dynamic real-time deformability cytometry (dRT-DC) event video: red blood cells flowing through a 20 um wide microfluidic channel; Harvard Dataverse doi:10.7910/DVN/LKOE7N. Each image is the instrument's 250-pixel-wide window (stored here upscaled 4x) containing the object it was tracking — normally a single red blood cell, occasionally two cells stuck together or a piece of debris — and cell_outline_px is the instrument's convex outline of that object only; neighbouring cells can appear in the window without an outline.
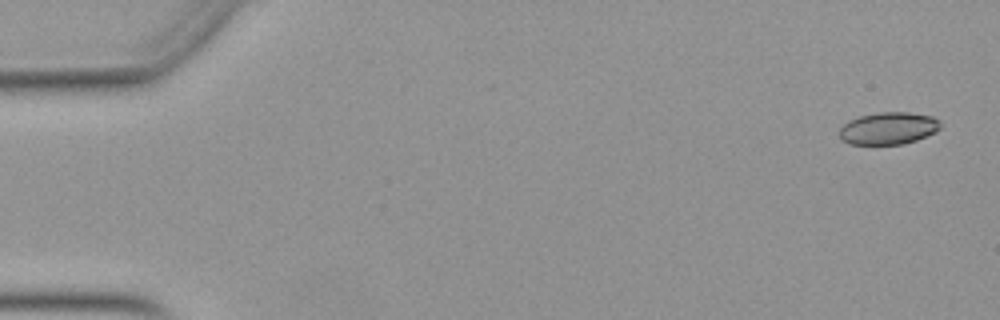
{"species": "Egyptian fruit bat (a non-hibernating species)", "species_latin": "Rousettus aegyptiacus", "temperature_condition": "warm", "stored_images_in_passage": 52, "camera_frame_rate_fps": 3000, "um_per_image_px": 0.085, "animal": {"sex": "female"}, "frame": {"image": 1, "passage_image": 2, "time_ms": 0.333, "image_size_px": [1000, 320], "cell_outline_px": [[940, 128], [936, 132], [916, 140], [904, 144], [848, 144], [840, 140], [840, 128], [848, 120], [860, 116], [880, 112], [908, 112], [932, 116], [940, 120]], "centroid_in_image_um": [75.51, 10.91], "position_along_channel_um": 9.5, "area_um2": 19.07}}
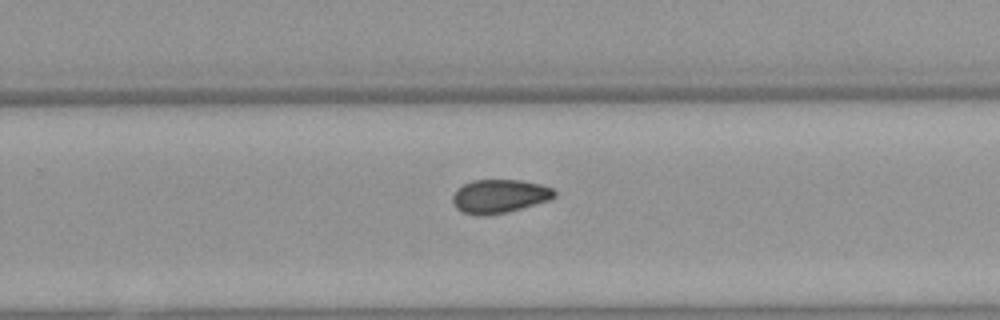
{"frame": {"image": 2, "passage_image": 34, "time_ms": 11.0, "image_size_px": [1000, 320], "cell_outline_px": [[556, 196], [548, 200], [508, 212], [484, 216], [476, 216], [464, 212], [456, 208], [452, 204], [452, 196], [456, 188], [472, 180], [520, 180], [540, 184], [552, 188], [556, 192]], "centroid_in_image_um": [42.41, 16.68], "position_along_channel_um": 287.4, "area_um2": 20.06}}
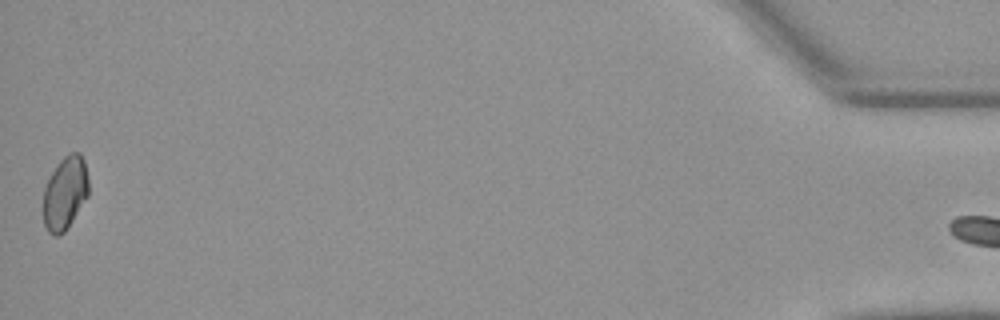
{"frame": {"image": 3, "passage_image": 52, "time_ms": 17.0, "image_size_px": [1000, 320], "cell_outline_px": [[88, 196], [64, 232], [56, 236], [52, 236], [48, 232], [44, 224], [44, 188], [52, 172], [60, 160], [68, 152], [80, 152], [84, 160], [88, 180]], "centroid_in_image_um": [5.53, 16.39], "position_along_channel_um": 429.7, "area_um2": 19.19}, "authors_computed_cell_mechanics": {"area_um2": 19.7676, "velocity_mm_per_s": 3.9502, "shape_relaxation_time_tau1_ms": null, "shape_relaxation_time_tau2_ms": 4.3663, "deformation_change_tau1": null, "deformation_change_tau2": 0.0793}}